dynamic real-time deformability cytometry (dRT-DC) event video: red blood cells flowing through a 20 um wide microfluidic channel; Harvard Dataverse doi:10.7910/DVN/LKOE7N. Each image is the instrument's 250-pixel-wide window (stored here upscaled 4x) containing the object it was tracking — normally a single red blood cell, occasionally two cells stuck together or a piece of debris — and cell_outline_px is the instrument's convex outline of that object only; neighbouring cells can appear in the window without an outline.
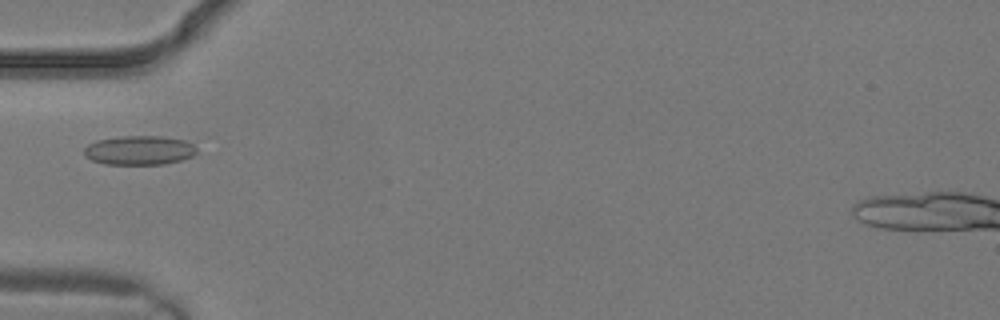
{"species": "common noctule bat (a hibernating species)", "species_latin": "Nyctalus noctula", "temperature_condition": "warm", "stored_images_in_passage": 3, "camera_frame_rate_fps": 3000, "um_per_image_px": 0.085, "animal": {"sex": "male", "body_mass_g": 19.2, "forearm_length_mm": 51.8}, "frame": {"image": 1, "passage_image": 3, "time_ms": 0.667, "image_size_px": [1000, 320], "cell_outline_px": [[196, 152], [192, 156], [180, 160], [164, 164], [104, 164], [92, 160], [84, 156], [84, 148], [88, 144], [96, 140], [120, 136], [160, 136], [184, 140], [192, 144], [196, 148]], "centroid_in_image_um": [11.8, 12.77], "position_along_channel_um": 73.2, "area_um2": 19.13}}